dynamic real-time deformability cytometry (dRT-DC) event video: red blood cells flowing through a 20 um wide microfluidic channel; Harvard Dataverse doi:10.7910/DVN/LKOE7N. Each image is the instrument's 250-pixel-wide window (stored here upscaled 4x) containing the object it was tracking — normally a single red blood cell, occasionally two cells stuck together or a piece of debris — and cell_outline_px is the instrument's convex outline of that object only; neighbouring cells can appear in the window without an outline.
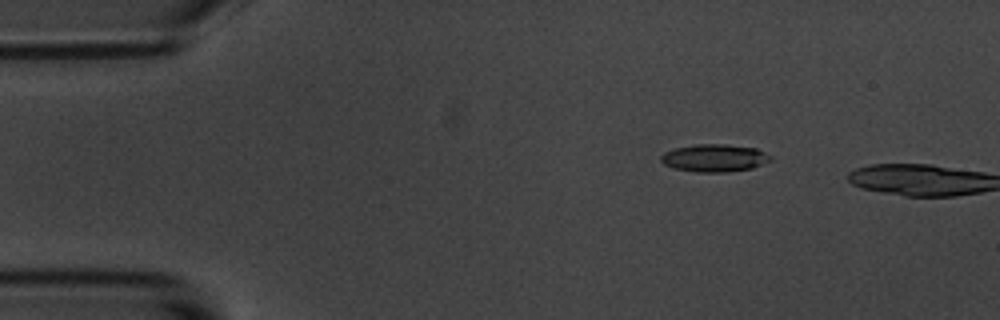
{"species": "common noctule bat (a hibernating species)", "species_latin": "Nyctalus noctula", "temperature_condition": "room temperature", "stored_images_in_passage": 4, "camera_frame_rate_fps": 3000, "um_per_image_px": 0.085, "animal": {"sex": "male", "body_mass_g": 20.1, "forearm_length_mm": 53.5}, "frame": {"image": 1, "passage_image": 3, "time_ms": 2.667, "image_size_px": [1000, 320], "cell_outline_px": [[772, 160], [752, 168], [728, 172], [696, 172], [672, 168], [664, 164], [660, 160], [660, 156], [664, 152], [676, 148], [696, 144], [724, 144], [756, 148], [772, 156]], "centroid_in_image_um": [60.72, 13.43], "position_along_channel_um": 24.3, "area_um2": 17.69}}